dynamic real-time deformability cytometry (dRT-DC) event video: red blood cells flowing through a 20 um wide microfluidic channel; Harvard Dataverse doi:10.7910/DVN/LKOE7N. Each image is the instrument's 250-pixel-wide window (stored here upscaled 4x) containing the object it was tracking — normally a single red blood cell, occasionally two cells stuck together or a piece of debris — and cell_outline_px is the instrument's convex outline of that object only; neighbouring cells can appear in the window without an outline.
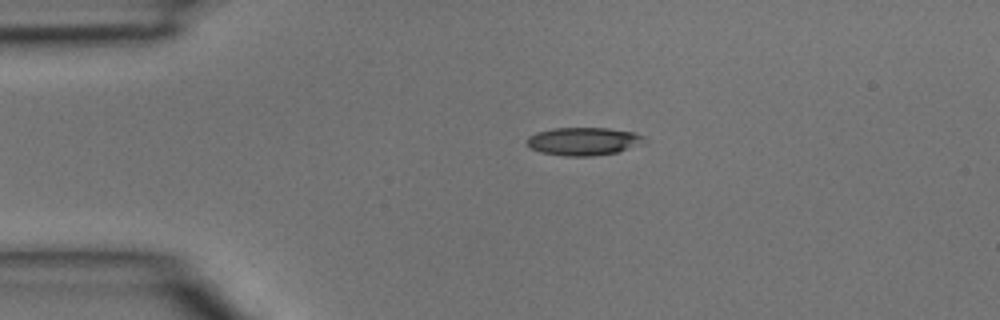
{"species": "common noctule bat (a hibernating species)", "species_latin": "Nyctalus noctula", "temperature_condition": "room temperature", "stored_images_in_passage": 4, "camera_frame_rate_fps": 3000, "um_per_image_px": 0.085, "animal": {"sex": "male", "body_mass_g": 15.6}, "frame": {"image": 1, "passage_image": 4, "time_ms": 1.0, "image_size_px": [1000, 320], "cell_outline_px": [[648, 140], [644, 144], [616, 152], [592, 156], [564, 156], [540, 152], [532, 148], [524, 140], [528, 136], [536, 132], [556, 128], [608, 128], [636, 132], [644, 136]], "centroid_in_image_um": [49.64, 12.0], "position_along_channel_um": 35.4, "area_um2": 19.36}}